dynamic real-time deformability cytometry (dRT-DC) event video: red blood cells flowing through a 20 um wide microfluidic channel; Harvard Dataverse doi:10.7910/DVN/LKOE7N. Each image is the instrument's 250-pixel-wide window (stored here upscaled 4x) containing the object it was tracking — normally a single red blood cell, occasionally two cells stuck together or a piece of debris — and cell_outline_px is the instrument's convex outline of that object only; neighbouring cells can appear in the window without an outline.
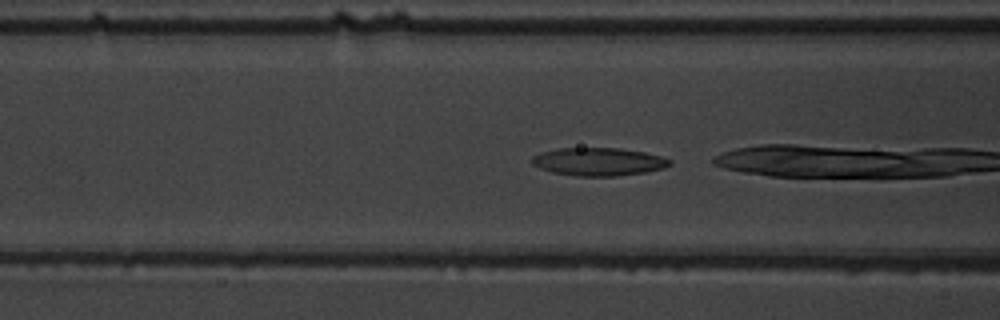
{"species": "common noctule bat (a hibernating species)", "species_latin": "Nyctalus noctula", "temperature_condition": "warm", "stored_images_in_passage": 5, "camera_frame_rate_fps": 3000, "um_per_image_px": 0.085, "animal": {"sex": "male", "body_mass_g": 19.5, "forearm_length_mm": 54.6}, "frame": {"image": 1, "passage_image": 3, "time_ms": 0.667, "image_size_px": [1000, 320], "cell_outline_px": [[672, 164], [664, 168], [648, 172], [616, 176], [576, 176], [552, 172], [540, 168], [532, 164], [532, 156], [540, 152], [556, 148], [620, 148], [644, 152], [660, 156], [672, 160]], "centroid_in_image_um": [50.88, 13.74], "position_along_channel_um": 115.7, "area_um2": 22.66}}